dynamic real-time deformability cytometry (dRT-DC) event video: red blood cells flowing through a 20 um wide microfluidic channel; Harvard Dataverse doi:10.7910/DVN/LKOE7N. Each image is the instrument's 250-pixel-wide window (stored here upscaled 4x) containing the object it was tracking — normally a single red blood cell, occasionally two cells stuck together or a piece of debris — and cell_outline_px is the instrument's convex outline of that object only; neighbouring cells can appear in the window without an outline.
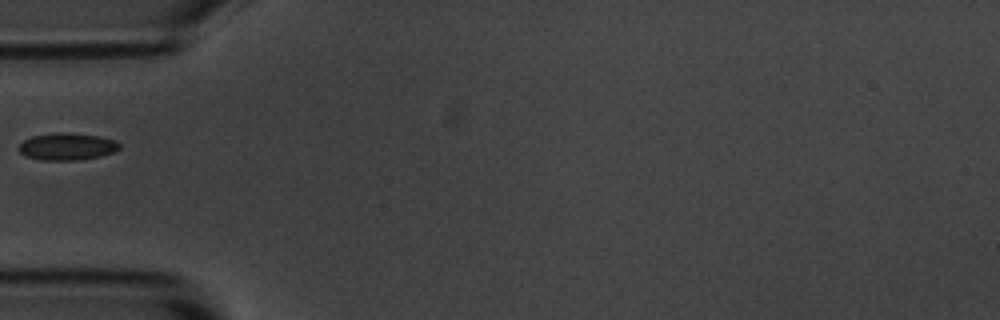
{"species": "common noctule bat (a hibernating species)", "species_latin": "Nyctalus noctula", "temperature_condition": "room temperature", "stored_images_in_passage": 2, "camera_frame_rate_fps": 3000, "um_per_image_px": 0.085, "animal": {"sex": "male", "body_mass_g": 20.1, "forearm_length_mm": 53.5}, "frame": {"image": 1, "passage_image": 1, "time_ms": 0.0, "image_size_px": [1000, 320], "cell_outline_px": [[120, 148], [112, 152], [100, 156], [76, 160], [44, 160], [24, 156], [20, 152], [20, 144], [24, 140], [32, 136], [96, 136], [112, 140], [120, 144]], "centroid_in_image_um": [5.69, 12.53], "position_along_channel_um": 79.3, "area_um2": 14.57}}